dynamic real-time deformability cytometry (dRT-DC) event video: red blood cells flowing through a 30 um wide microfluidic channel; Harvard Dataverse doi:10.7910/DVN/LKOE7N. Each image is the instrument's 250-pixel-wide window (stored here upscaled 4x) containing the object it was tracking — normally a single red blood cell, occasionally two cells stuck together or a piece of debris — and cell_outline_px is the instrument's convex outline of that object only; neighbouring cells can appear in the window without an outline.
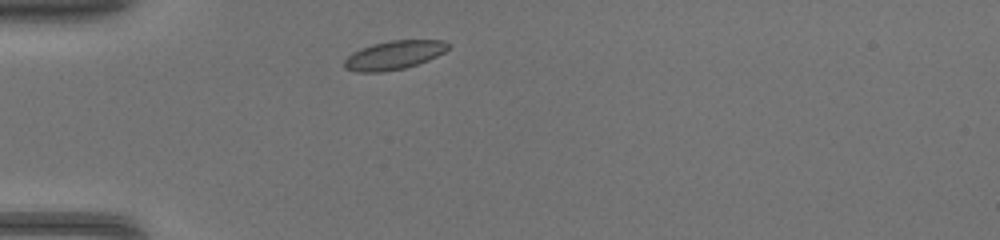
{"species": "common noctule bat (a hibernating species)", "species_latin": "Nyctalus noctula", "temperature_condition": "warm", "stored_images_in_passage": 33, "camera_frame_rate_fps": 3000, "um_per_image_px": 0.085, "animal": {"sex": "female", "body_mass_g": 17.0, "forearm_length_mm": 48.0}, "frame": {"image": 1, "passage_image": 1, "time_ms": 0.0, "image_size_px": [1000, 240], "cell_outline_px": [[448, 48], [444, 52], [428, 60], [404, 68], [380, 72], [356, 72], [344, 68], [344, 60], [352, 52], [360, 48], [372, 44], [392, 40], [444, 40], [448, 44]], "centroid_in_image_um": [33.45, 4.68], "position_along_channel_um": 51.6, "area_um2": 17.28}}
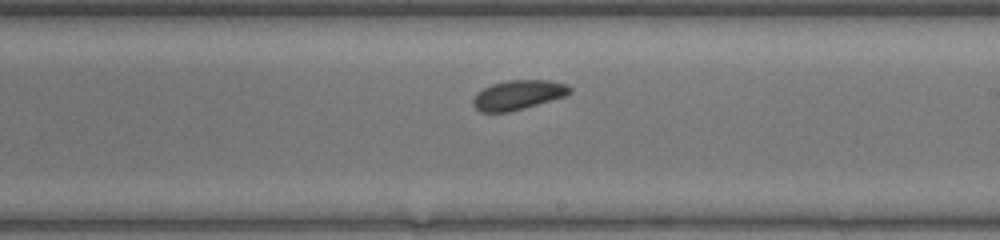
{"frame": {"image": 2, "passage_image": 15, "time_ms": 4.667, "image_size_px": [1000, 240], "cell_outline_px": [[572, 92], [564, 96], [524, 108], [508, 112], [480, 112], [472, 104], [472, 100], [476, 92], [492, 84], [508, 80], [548, 80], [568, 84], [572, 88]], "centroid_in_image_um": [44.03, 8.06], "position_along_channel_um": 245.0, "area_um2": 16.65}}
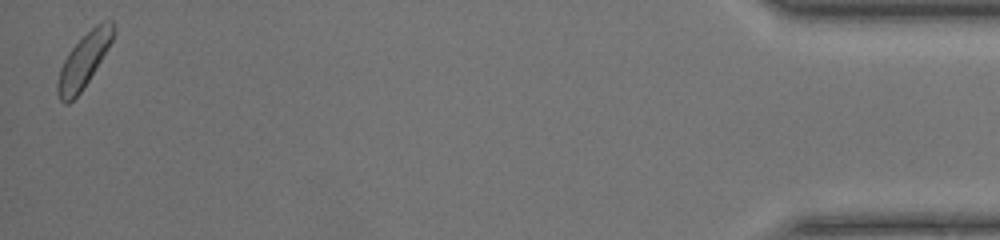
{"frame": {"image": 3, "passage_image": 33, "time_ms": 10.667, "image_size_px": [1000, 240], "cell_outline_px": [[116, 32], [112, 40], [88, 80], [80, 92], [68, 104], [64, 104], [60, 100], [56, 92], [56, 84], [60, 68], [68, 52], [96, 24], [104, 20], [112, 20]], "centroid_in_image_um": [7.1, 5.15], "position_along_channel_um": 428.1, "area_um2": 17.11}}